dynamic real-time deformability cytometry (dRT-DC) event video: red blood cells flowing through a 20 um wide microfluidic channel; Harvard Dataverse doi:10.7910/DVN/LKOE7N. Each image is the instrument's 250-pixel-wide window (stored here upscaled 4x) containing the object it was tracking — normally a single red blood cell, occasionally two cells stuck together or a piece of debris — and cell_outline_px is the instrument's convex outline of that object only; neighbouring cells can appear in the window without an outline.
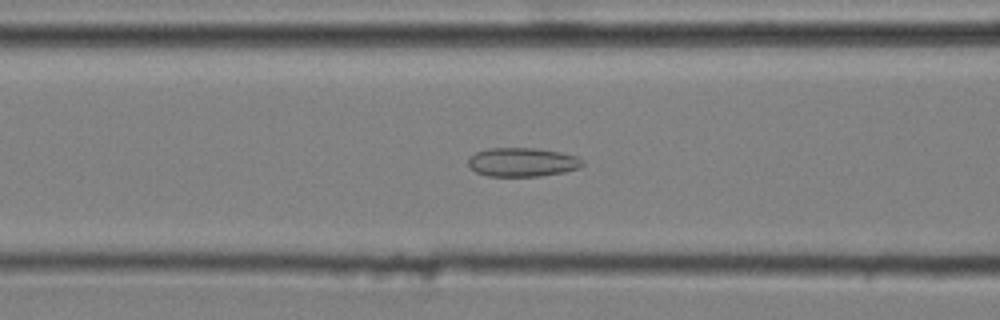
{"species": "common noctule bat (a hibernating species)", "species_latin": "Nyctalus noctula", "temperature_condition": "cold", "stored_images_in_passage": 53, "camera_frame_rate_fps": 3000, "um_per_image_px": 0.085, "animal": {"sex": "male", "body_mass_g": 20.4}, "frame": {"image": 1, "passage_image": 22, "time_ms": 7.0, "image_size_px": [1000, 320], "cell_outline_px": [[584, 164], [580, 168], [564, 172], [540, 176], [488, 176], [476, 172], [468, 164], [468, 156], [476, 152], [488, 148], [536, 148], [560, 152], [576, 156], [584, 160]], "centroid_in_image_um": [44.41, 13.78], "position_along_channel_um": 122.2, "area_um2": 19.36}}
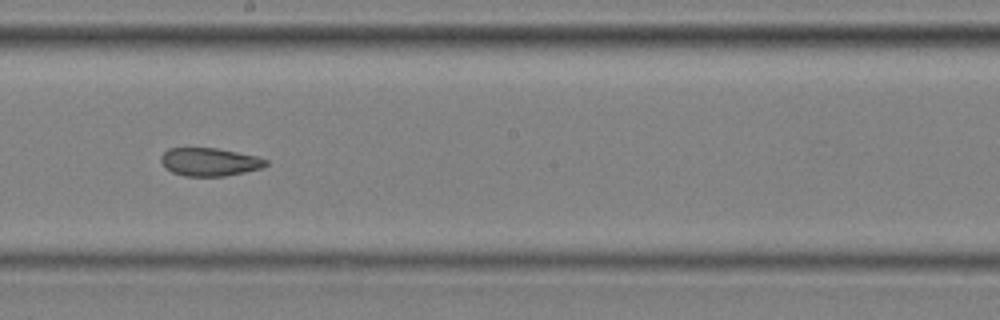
{"frame": {"image": 2, "passage_image": 31, "time_ms": 10.0, "image_size_px": [1000, 320], "cell_outline_px": [[268, 164], [260, 168], [244, 172], [224, 176], [184, 176], [172, 172], [164, 168], [160, 160], [160, 156], [168, 148], [216, 148], [256, 156], [268, 160]], "centroid_in_image_um": [17.77, 13.76], "position_along_channel_um": 230.4, "area_um2": 17.17}}
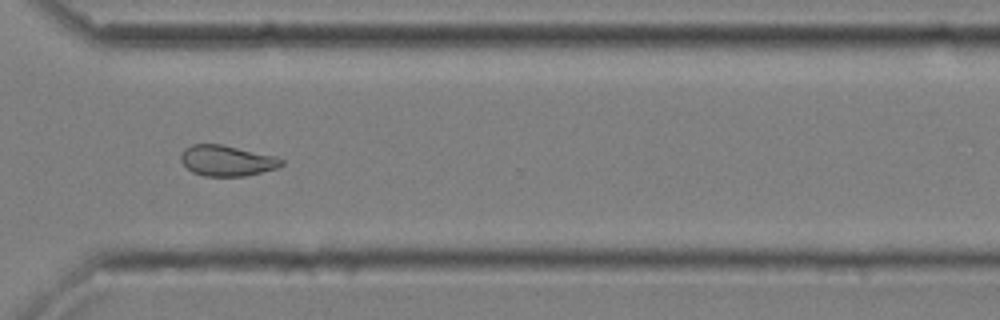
{"frame": {"image": 3, "passage_image": 41, "time_ms": 13.333, "image_size_px": [1000, 320], "cell_outline_px": [[284, 164], [280, 168], [244, 176], [204, 176], [192, 172], [180, 160], [180, 156], [184, 148], [192, 144], [220, 144], [276, 156], [284, 160]], "centroid_in_image_um": [19.3, 13.66], "position_along_channel_um": 351.3, "area_um2": 18.09}, "authors_computed_cell_mechanics": {"area_um2": 19.074, "velocity_mm_per_s": 3.612, "shape_relaxation_time_tau1_ms": null, "shape_relaxation_time_tau2_ms": 1.7711, "deformation_change_tau1": null, "deformation_change_tau2": 0.0844}}